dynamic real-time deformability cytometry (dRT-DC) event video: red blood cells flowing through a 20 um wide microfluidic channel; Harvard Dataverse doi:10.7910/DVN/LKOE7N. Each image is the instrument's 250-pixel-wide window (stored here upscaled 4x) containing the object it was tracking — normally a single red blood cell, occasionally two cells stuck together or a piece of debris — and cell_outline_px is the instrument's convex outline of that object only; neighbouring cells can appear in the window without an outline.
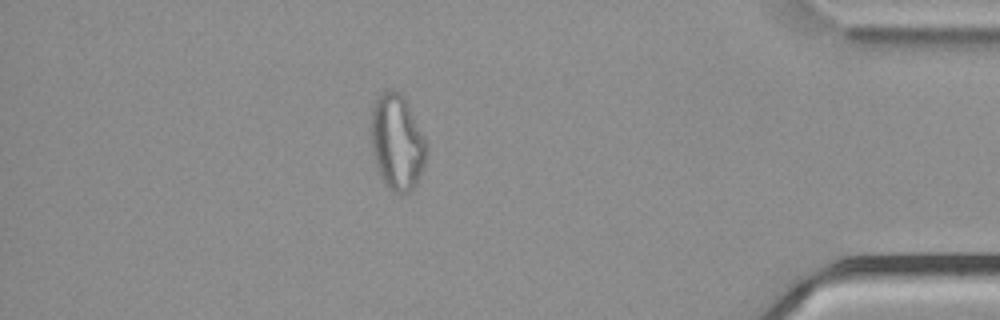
{"species": "common noctule bat (a hibernating species)", "species_latin": "Nyctalus noctula", "temperature_condition": "cold", "stored_images_in_passage": 49, "camera_frame_rate_fps": 3000, "um_per_image_px": 0.085, "animal": {"sex": "male", "body_mass_g": 21.5, "forearm_length_mm": 52.0}, "frame": {"image": 1, "passage_image": 42, "time_ms": 13.667, "image_size_px": [1000, 320], "cell_outline_px": [[428, 148], [424, 164], [416, 184], [408, 192], [396, 192], [388, 188], [384, 184], [376, 168], [372, 152], [368, 128], [372, 108], [380, 92], [388, 88], [392, 88], [400, 92], [404, 96], [428, 144]], "centroid_in_image_um": [33.7, 12.03], "position_along_channel_um": 401.5, "area_um2": 31.62}}